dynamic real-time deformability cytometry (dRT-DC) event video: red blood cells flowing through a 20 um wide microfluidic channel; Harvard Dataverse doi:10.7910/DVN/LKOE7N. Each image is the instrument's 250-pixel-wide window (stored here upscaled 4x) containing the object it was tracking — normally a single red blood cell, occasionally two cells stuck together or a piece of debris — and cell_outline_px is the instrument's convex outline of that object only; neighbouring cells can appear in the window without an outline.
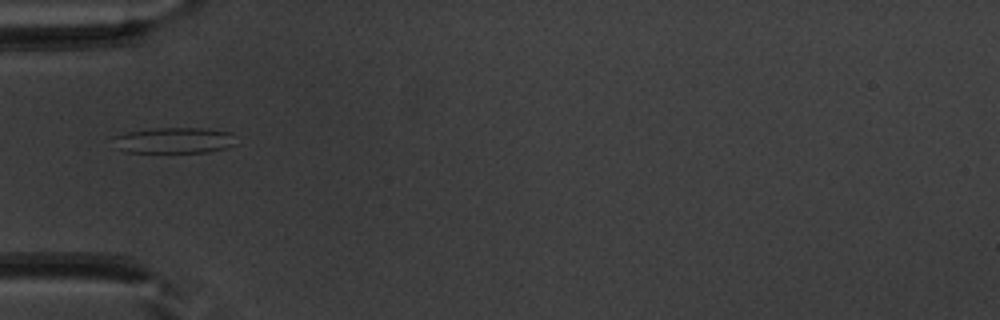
{"species": "common noctule bat (a hibernating species)", "species_latin": "Nyctalus noctula", "temperature_condition": "warm", "stored_images_in_passage": 6, "camera_frame_rate_fps": 3000, "um_per_image_px": 0.085, "animal": {"sex": "male", "body_mass_g": 20.1, "forearm_length_mm": 53.5}, "frame": {"image": 1, "passage_image": 1, "time_ms": 0.0, "image_size_px": [1000, 320], "cell_outline_px": [[240, 144], [228, 148], [208, 152], [128, 152], [116, 148], [112, 136], [128, 132], [152, 128], [204, 128], [232, 132]], "centroid_in_image_um": [14.89, 11.93], "position_along_channel_um": 70.1, "area_um2": 18.9}}
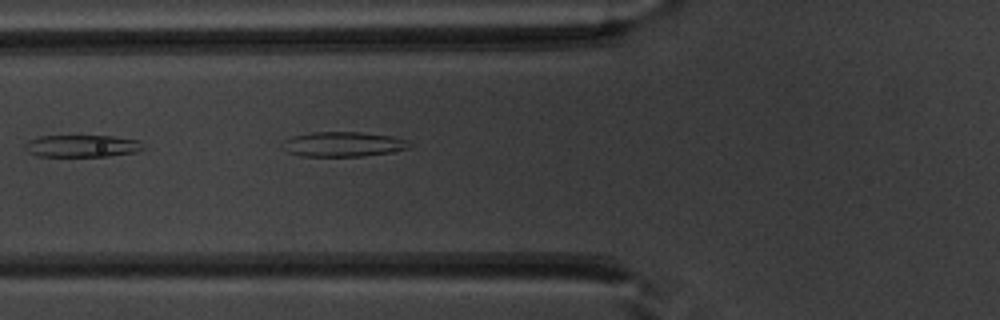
{"frame": {"image": 2, "passage_image": 3, "time_ms": 0.667, "image_size_px": [1000, 320], "cell_outline_px": [[144, 148], [136, 152], [108, 156], [36, 156], [28, 152], [24, 148], [24, 144], [28, 140], [40, 136], [112, 136], [140, 140]], "centroid_in_image_um": [6.95, 12.41], "position_along_channel_um": 118.8, "area_um2": 15.32}}